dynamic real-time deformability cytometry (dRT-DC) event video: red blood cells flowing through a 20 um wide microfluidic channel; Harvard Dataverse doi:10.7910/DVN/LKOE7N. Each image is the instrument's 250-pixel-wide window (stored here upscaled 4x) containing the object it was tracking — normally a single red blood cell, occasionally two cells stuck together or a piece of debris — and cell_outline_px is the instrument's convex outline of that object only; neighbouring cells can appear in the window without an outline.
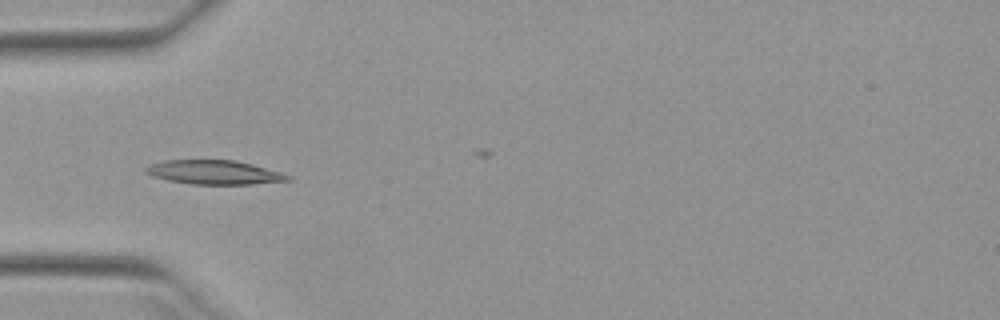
{"species": "Egyptian fruit bat (a non-hibernating species)", "species_latin": "Rousettus aegyptiacus", "temperature_condition": "warm", "stored_images_in_passage": 42, "camera_frame_rate_fps": 3000, "um_per_image_px": 0.085, "animal": {"sex": "female"}, "frame": {"image": 1, "passage_image": 17, "time_ms": 5.333, "image_size_px": [1000, 320], "cell_outline_px": [[292, 180], [252, 184], [192, 184], [168, 180], [152, 176], [144, 172], [144, 168], [152, 164], [164, 160], [236, 160], [252, 164], [280, 172], [292, 176]], "centroid_in_image_um": [18.21, 14.64], "position_along_channel_um": 66.8, "area_um2": 19.88}}
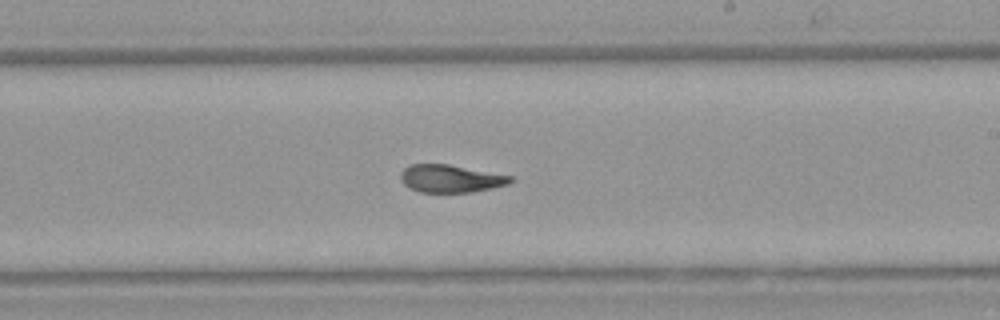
{"frame": {"image": 2, "passage_image": 31, "time_ms": 10.0, "image_size_px": [1000, 320], "cell_outline_px": [[516, 180], [508, 184], [492, 188], [472, 192], [420, 192], [404, 184], [400, 180], [400, 172], [408, 164], [448, 164], [512, 176]], "centroid_in_image_um": [38.3, 15.17], "position_along_channel_um": 250.7, "area_um2": 17.74}}
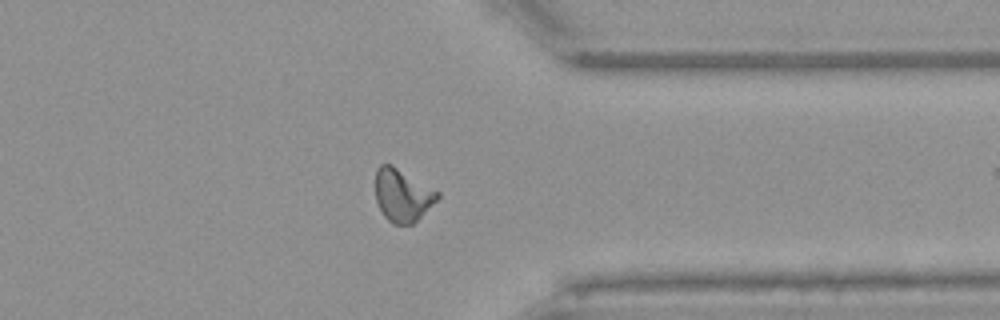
{"frame": {"image": 3, "passage_image": 41, "time_ms": 13.333, "image_size_px": [1000, 320], "cell_outline_px": [[440, 196], [412, 224], [392, 224], [384, 216], [376, 200], [376, 168], [380, 164], [392, 164], [440, 192]], "centroid_in_image_um": [34.19, 16.57], "position_along_channel_um": 377.2, "area_um2": 18.84}}